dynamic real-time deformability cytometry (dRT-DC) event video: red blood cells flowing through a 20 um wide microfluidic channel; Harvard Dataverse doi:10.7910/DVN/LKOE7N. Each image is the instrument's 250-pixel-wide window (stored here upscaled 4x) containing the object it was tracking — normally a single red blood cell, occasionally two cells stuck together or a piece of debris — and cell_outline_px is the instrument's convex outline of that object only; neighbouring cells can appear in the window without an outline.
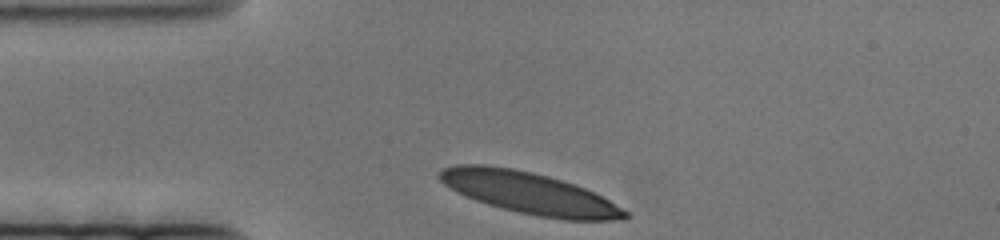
{"species": "human", "species_latin": "Homo sapiens", "temperature_condition": "cold", "stored_images_in_passage": 46, "camera_frame_rate_fps": 3000, "um_per_image_px": 0.085, "donor": {"sex": "female"}, "frame": {"image": 1, "passage_image": 1, "time_ms": 0.0, "image_size_px": [1000, 240], "cell_outline_px": [[628, 216], [624, 220], [564, 220], [540, 216], [520, 212], [488, 204], [476, 200], [456, 192], [444, 184], [436, 176], [444, 168], [456, 164], [484, 164], [512, 168], [532, 172], [548, 176], [584, 188], [608, 200], [628, 212]], "centroid_in_image_um": [44.96, 16.4], "position_along_channel_um": 40.0, "area_um2": 44.51}}
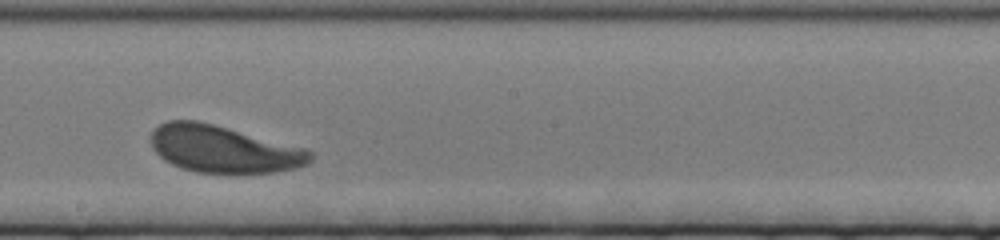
{"frame": {"image": 2, "passage_image": 27, "time_ms": 8.667, "image_size_px": [1000, 240], "cell_outline_px": [[312, 160], [308, 164], [296, 168], [276, 172], [196, 172], [180, 168], [164, 160], [152, 148], [152, 128], [168, 120], [196, 120], [308, 148], [312, 152]], "centroid_in_image_um": [19.01, 12.67], "position_along_channel_um": 229.2, "area_um2": 43.64}}
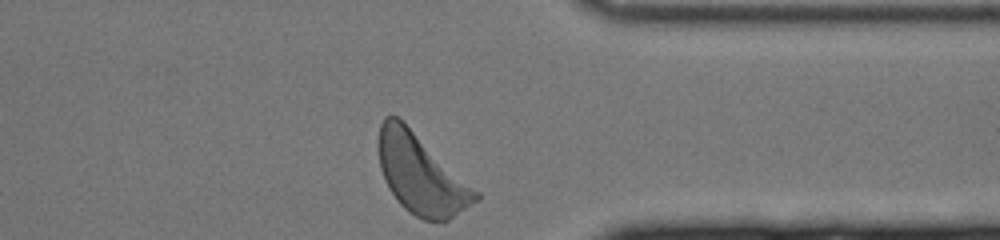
{"frame": {"image": 3, "passage_image": 46, "time_ms": 15.0, "image_size_px": [1000, 240], "cell_outline_px": [[480, 200], [444, 224], [424, 220], [416, 216], [404, 208], [396, 200], [388, 188], [384, 180], [380, 168], [380, 124], [384, 116], [396, 116], [480, 192]], "centroid_in_image_um": [35.84, 14.91], "position_along_channel_um": 375.6, "area_um2": 44.56}}